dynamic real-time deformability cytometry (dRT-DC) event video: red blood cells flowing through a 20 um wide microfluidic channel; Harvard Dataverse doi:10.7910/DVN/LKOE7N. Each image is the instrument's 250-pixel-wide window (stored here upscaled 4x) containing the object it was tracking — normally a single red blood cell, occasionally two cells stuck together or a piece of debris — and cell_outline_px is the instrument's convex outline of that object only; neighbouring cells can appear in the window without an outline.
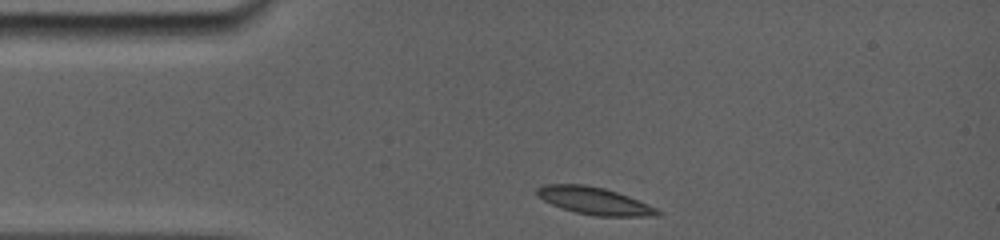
{"species": "common noctule bat (a hibernating species)", "species_latin": "Nyctalus noctula", "temperature_condition": "room temperature", "stored_images_in_passage": 48, "camera_frame_rate_fps": 5000, "um_per_image_px": 0.085, "animal": {"sex": "female", "body_mass_g": 19.0, "forearm_length_mm": 56.7}, "frame": {"image": 1, "passage_image": 1, "time_ms": 0.0, "image_size_px": [1000, 240], "cell_outline_px": [[664, 216], [596, 216], [576, 212], [552, 204], [536, 196], [536, 188], [544, 184], [584, 184], [604, 188], [628, 196], [648, 204], [664, 212]], "centroid_in_image_um": [50.55, 17.07], "position_along_channel_um": 34.4, "area_um2": 19.19}}
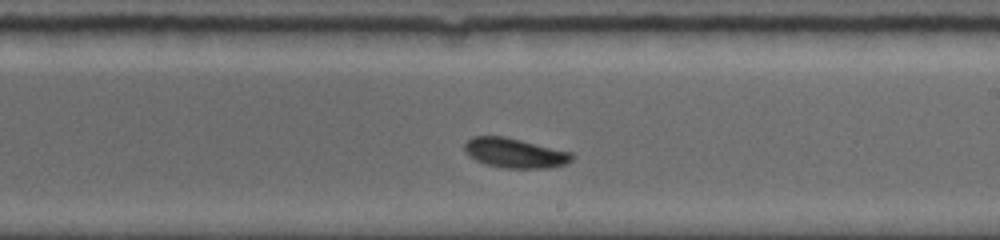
{"frame": {"image": 2, "passage_image": 27, "time_ms": 6.4, "image_size_px": [1000, 240], "cell_outline_px": [[576, 156], [572, 160], [564, 164], [552, 168], [504, 168], [484, 164], [468, 156], [464, 148], [464, 144], [472, 136], [504, 136], [572, 152]], "centroid_in_image_um": [43.77, 13.01], "position_along_channel_um": 245.2, "area_um2": 18.73}}
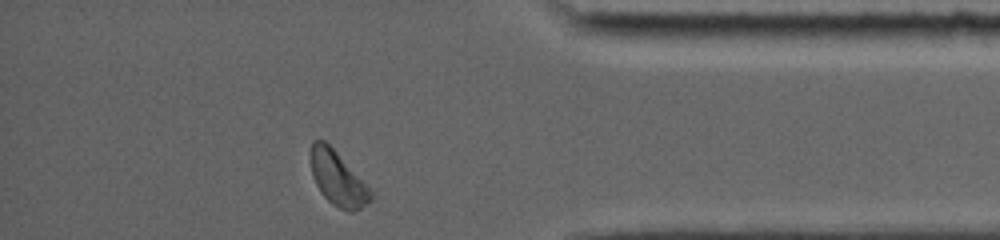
{"frame": {"image": 3, "passage_image": 47, "time_ms": 11.0, "image_size_px": [1000, 240], "cell_outline_px": [[372, 200], [360, 208], [352, 212], [348, 212], [332, 204], [320, 192], [312, 176], [312, 140], [324, 140], [336, 152], [372, 192]], "centroid_in_image_um": [28.7, 15.21], "position_along_channel_um": 406.5, "area_um2": 18.26}, "authors_computed_cell_mechanics": {"area_um2": 18.6694, "velocity_mm_per_s": 3.7724, "shape_relaxation_time_tau1_ms": 3.5399, "shape_relaxation_time_tau2_ms": null, "deformation_change_tau1": 0.0933, "deformation_change_tau2": null}}